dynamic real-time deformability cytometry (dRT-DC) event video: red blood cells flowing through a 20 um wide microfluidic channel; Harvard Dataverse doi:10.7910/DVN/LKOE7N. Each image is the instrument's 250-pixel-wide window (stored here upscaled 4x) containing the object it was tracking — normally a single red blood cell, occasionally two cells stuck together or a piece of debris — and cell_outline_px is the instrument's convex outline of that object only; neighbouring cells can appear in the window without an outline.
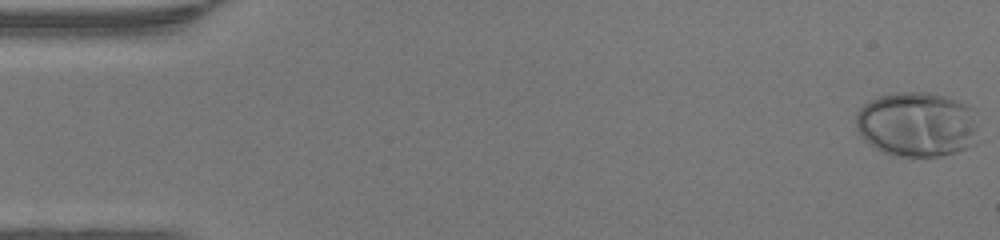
{"species": "human", "species_latin": "Homo sapiens", "temperature_condition": "warm", "stored_images_in_passage": 10, "camera_frame_rate_fps": 3000, "um_per_image_px": 0.085, "donor": {"sex": "female"}, "frame": {"image": 1, "passage_image": 1, "time_ms": 0.0, "image_size_px": [1000, 240], "cell_outline_px": [[976, 144], [940, 156], [892, 156], [876, 148], [864, 140], [856, 128], [856, 112], [864, 104], [880, 96], [900, 92], [928, 92], [944, 96], [968, 104], [972, 108], [976, 124]], "centroid_in_image_um": [77.93, 10.57], "position_along_channel_um": 7.1, "area_um2": 46.3}}